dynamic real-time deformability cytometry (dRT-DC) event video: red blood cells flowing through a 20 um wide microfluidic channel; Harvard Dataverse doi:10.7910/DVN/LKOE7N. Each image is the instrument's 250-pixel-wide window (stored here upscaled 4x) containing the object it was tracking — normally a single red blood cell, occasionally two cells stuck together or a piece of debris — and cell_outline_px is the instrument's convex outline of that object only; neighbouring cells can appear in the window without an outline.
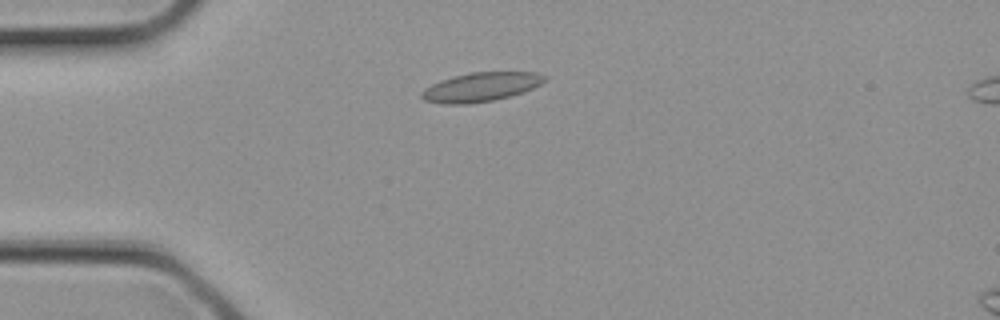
{"species": "common noctule bat (a hibernating species)", "species_latin": "Nyctalus noctula", "temperature_condition": "cold", "stored_images_in_passage": 3, "camera_frame_rate_fps": 3000, "um_per_image_px": 0.085, "animal": {"sex": "female", "body_mass_g": 21.9}, "frame": {"image": 1, "passage_image": 2, "time_ms": 0.333, "image_size_px": [1000, 320], "cell_outline_px": [[548, 80], [524, 92], [492, 100], [468, 104], [444, 104], [424, 100], [420, 96], [420, 92], [424, 88], [440, 80], [452, 76], [472, 72], [536, 72], [548, 76]], "centroid_in_image_um": [40.87, 7.39], "position_along_channel_um": 44.1, "area_um2": 20.92}}